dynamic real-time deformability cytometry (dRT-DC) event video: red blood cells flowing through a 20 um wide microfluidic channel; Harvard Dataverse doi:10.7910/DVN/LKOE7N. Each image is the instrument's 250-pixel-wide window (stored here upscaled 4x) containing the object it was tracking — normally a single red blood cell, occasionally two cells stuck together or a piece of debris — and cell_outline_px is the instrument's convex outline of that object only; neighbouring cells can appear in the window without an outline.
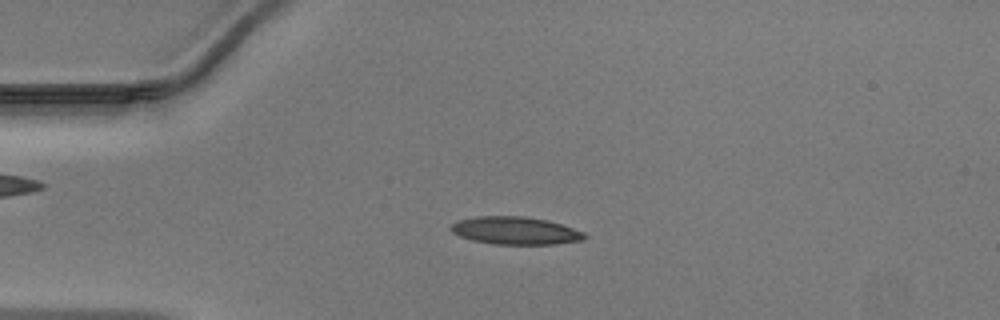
{"species": "Egyptian fruit bat (a non-hibernating species)", "species_latin": "Rousettus aegyptiacus", "temperature_condition": "warm", "stored_images_in_passage": 47, "camera_frame_rate_fps": 3000, "um_per_image_px": 0.085, "animal": {"sex": "male"}, "frame": {"image": 1, "passage_image": 11, "time_ms": 3.333, "image_size_px": [1000, 320], "cell_outline_px": [[588, 236], [584, 240], [556, 244], [492, 244], [472, 240], [460, 236], [452, 232], [448, 228], [456, 220], [476, 216], [524, 216], [548, 220], [584, 232]], "centroid_in_image_um": [43.78, 19.6], "position_along_channel_um": 41.2, "area_um2": 21.73}}
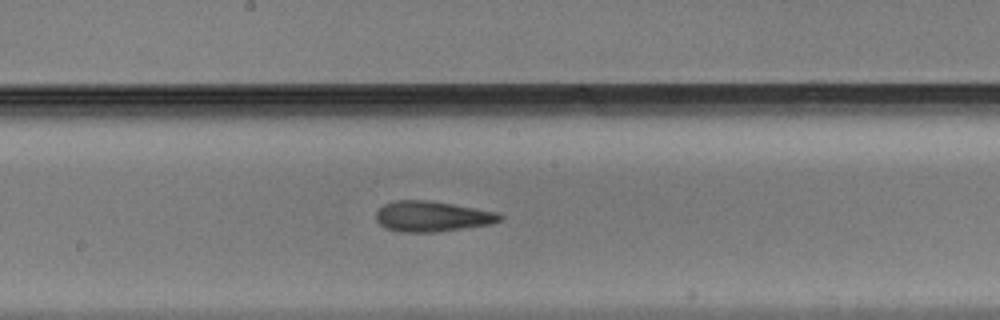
{"frame": {"image": 2, "passage_image": 25, "time_ms": 8.0, "image_size_px": [1000, 320], "cell_outline_px": [[504, 216], [500, 220], [492, 224], [436, 232], [400, 232], [384, 228], [376, 220], [376, 212], [384, 204], [392, 200], [424, 200], [452, 204], [476, 208], [496, 212]], "centroid_in_image_um": [36.7, 18.4], "position_along_channel_um": 211.5, "area_um2": 22.02}}
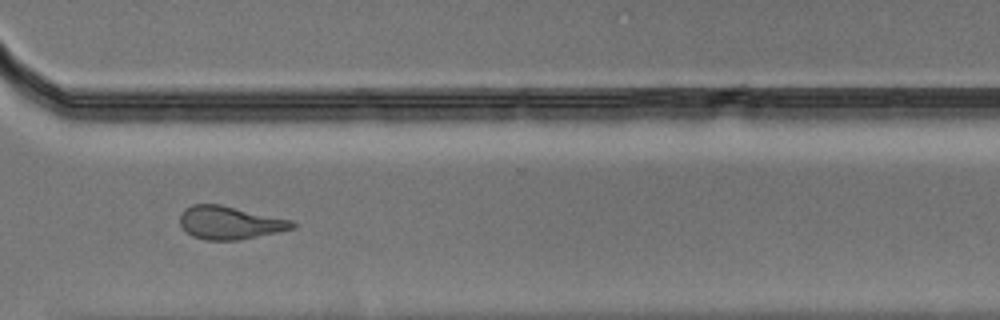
{"frame": {"image": 3, "passage_image": 35, "time_ms": 11.333, "image_size_px": [1000, 320], "cell_outline_px": [[296, 228], [280, 232], [236, 240], [208, 240], [192, 236], [180, 224], [180, 216], [184, 208], [192, 204], [220, 204], [292, 220], [296, 224]], "centroid_in_image_um": [19.55, 18.92], "position_along_channel_um": 351.0, "area_um2": 21.62}}